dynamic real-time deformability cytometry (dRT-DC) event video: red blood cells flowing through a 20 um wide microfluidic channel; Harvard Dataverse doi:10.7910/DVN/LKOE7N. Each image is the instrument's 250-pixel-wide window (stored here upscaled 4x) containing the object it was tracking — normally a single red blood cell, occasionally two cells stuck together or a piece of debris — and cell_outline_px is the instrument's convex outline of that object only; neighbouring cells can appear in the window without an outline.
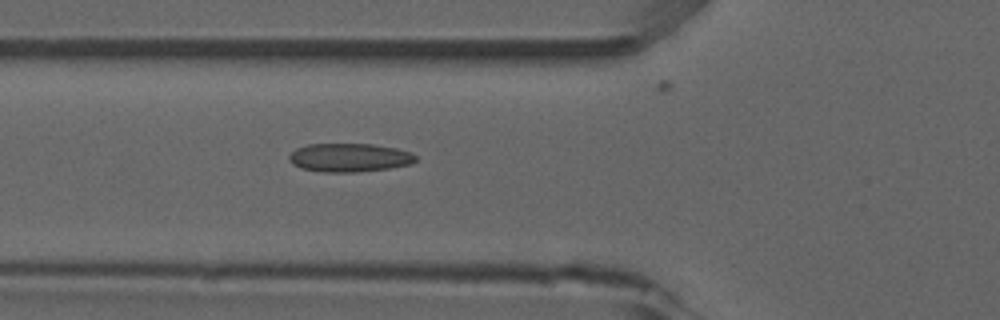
{"species": "common noctule bat (a hibernating species)", "species_latin": "Nyctalus noctula", "temperature_condition": "room temperature", "stored_images_in_passage": 10, "camera_frame_rate_fps": 3000, "um_per_image_px": 0.085, "animal": {"sex": "male", "forearm_length_mm": 52.5}, "frame": {"image": 1, "passage_image": 4, "time_ms": 1.0, "image_size_px": [1000, 320], "cell_outline_px": [[416, 160], [412, 164], [388, 168], [356, 172], [324, 172], [300, 168], [292, 164], [288, 160], [288, 156], [296, 148], [308, 144], [372, 144], [396, 148], [412, 152], [416, 156]], "centroid_in_image_um": [29.69, 13.39], "position_along_channel_um": 96.1, "area_um2": 21.15}}
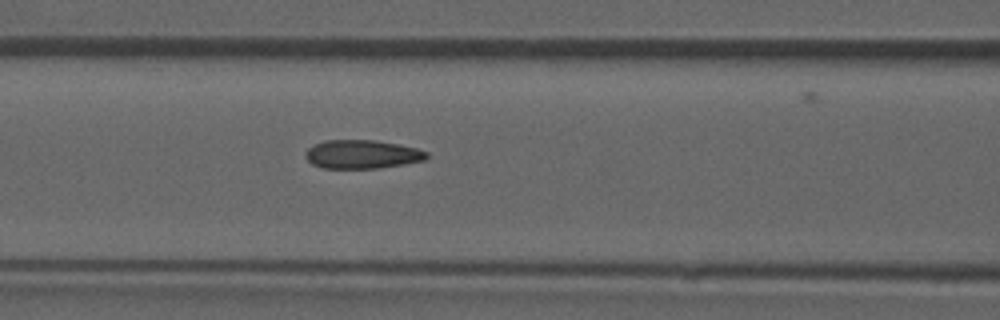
{"frame": {"image": 2, "passage_image": 7, "time_ms": 2.0, "image_size_px": [1000, 320], "cell_outline_px": [[428, 156], [424, 160], [404, 164], [380, 168], [324, 168], [312, 164], [304, 156], [304, 152], [312, 144], [324, 140], [376, 140], [416, 148], [428, 152]], "centroid_in_image_um": [30.73, 13.11], "position_along_channel_um": 135.9, "area_um2": 20.29}}